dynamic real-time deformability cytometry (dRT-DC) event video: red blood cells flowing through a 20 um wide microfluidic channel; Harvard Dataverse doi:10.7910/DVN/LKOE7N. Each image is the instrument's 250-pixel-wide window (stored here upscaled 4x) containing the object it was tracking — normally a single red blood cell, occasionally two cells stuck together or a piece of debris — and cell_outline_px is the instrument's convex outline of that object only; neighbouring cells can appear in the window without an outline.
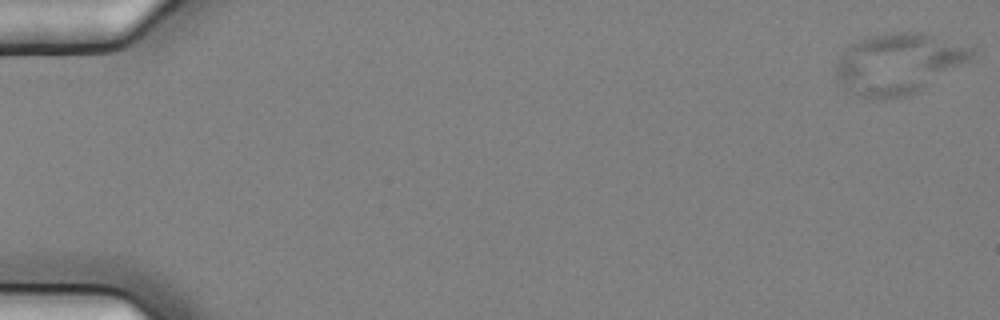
{"species": "common noctule bat (a hibernating species)", "species_latin": "Nyctalus noctula", "temperature_condition": "cold", "stored_images_in_passage": 29, "camera_frame_rate_fps": 3000, "um_per_image_px": 0.085, "animal": {"sex": "female", "body_mass_g": 25.1}, "frame": {"image": 1, "passage_image": 1, "time_ms": 0.0, "image_size_px": [1000, 320], "cell_outline_px": [[972, 56], [968, 60], [920, 88], [904, 96], [884, 100], [860, 96], [844, 88], [836, 76], [836, 64], [840, 56], [852, 44], [860, 40], [872, 36], [896, 32], [924, 32], [972, 48]], "centroid_in_image_um": [76.29, 5.4], "position_along_channel_um": 8.7, "area_um2": 46.47}}
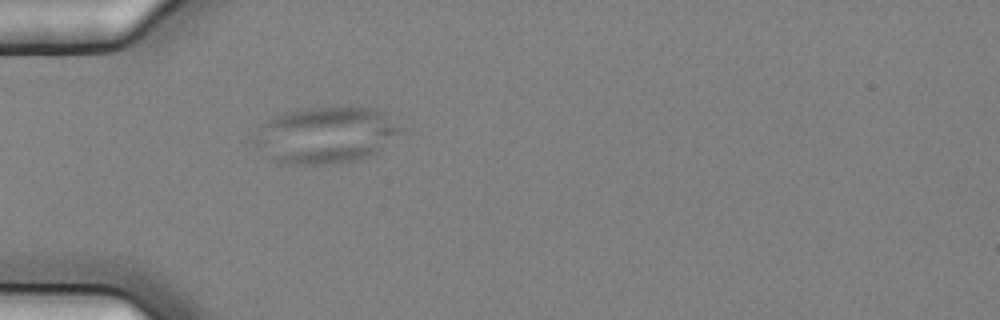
{"frame": {"image": 2, "passage_image": 18, "time_ms": 5.667, "image_size_px": [1000, 320], "cell_outline_px": [[412, 128], [376, 152], [356, 160], [324, 164], [280, 164], [272, 160], [252, 140], [264, 124], [268, 120], [284, 112], [304, 108], [376, 108], [384, 112]], "centroid_in_image_um": [27.82, 11.47], "position_along_channel_um": 57.2, "area_um2": 48.49}}